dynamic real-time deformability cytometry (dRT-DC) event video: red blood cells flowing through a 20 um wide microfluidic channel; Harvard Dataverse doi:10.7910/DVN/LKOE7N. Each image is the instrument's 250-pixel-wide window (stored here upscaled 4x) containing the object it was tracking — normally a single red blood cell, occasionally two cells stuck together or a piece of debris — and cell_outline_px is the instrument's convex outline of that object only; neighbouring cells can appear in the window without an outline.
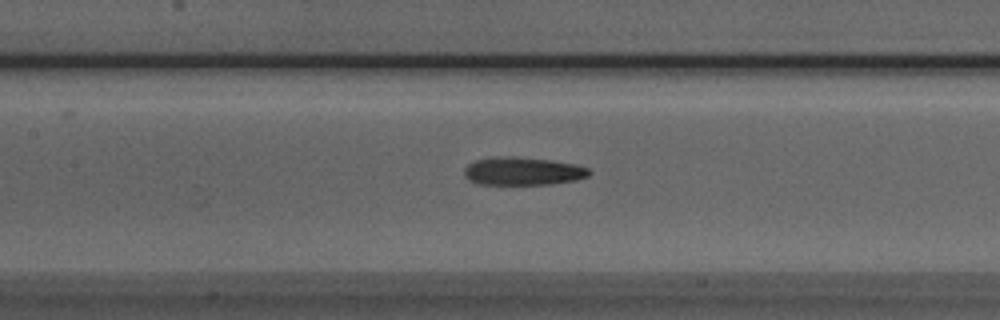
{"species": "Egyptian fruit bat (a non-hibernating species)", "species_latin": "Rousettus aegyptiacus", "temperature_condition": "room temperature", "stored_images_in_passage": 44, "camera_frame_rate_fps": 3000, "um_per_image_px": 0.085, "animal": {"sex": "male"}, "frame": {"image": 1, "passage_image": 16, "time_ms": 5.0, "image_size_px": [1000, 320], "cell_outline_px": [[592, 172], [588, 176], [576, 180], [552, 184], [476, 184], [468, 180], [464, 176], [464, 168], [468, 164], [476, 160], [508, 156], [512, 156], [552, 160], [576, 164], [588, 168]], "centroid_in_image_um": [44.45, 14.56], "position_along_channel_um": 162.9, "area_um2": 20.46}}
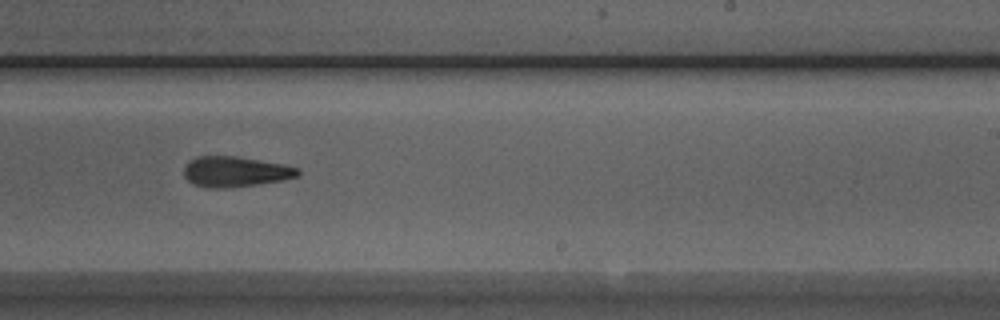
{"frame": {"image": 2, "passage_image": 24, "time_ms": 7.667, "image_size_px": [1000, 320], "cell_outline_px": [[300, 176], [284, 180], [228, 188], [208, 188], [192, 184], [184, 176], [184, 164], [188, 160], [196, 156], [236, 156], [284, 164], [300, 168]], "centroid_in_image_um": [19.99, 14.59], "position_along_channel_um": 269.0, "area_um2": 20.52}}
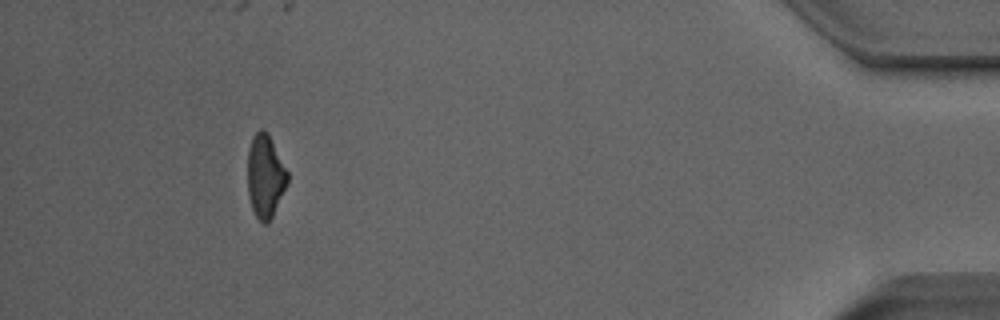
{"frame": {"image": 3, "passage_image": 40, "time_ms": 13.0, "image_size_px": [1000, 320], "cell_outline_px": [[288, 180], [272, 216], [268, 224], [264, 224], [256, 216], [252, 208], [248, 196], [248, 148], [252, 136], [260, 128], [268, 136], [288, 172]], "centroid_in_image_um": [22.52, 15.0], "position_along_channel_um": 412.7, "area_um2": 18.79}, "authors_computed_cell_mechanics": {"area_um2": 20.3167, "velocity_mm_per_s": 3.9872, "shape_relaxation_time_tau1_ms": null, "shape_relaxation_time_tau2_ms": 1.6315, "deformation_change_tau1": null, "deformation_change_tau2": 0.1049}}